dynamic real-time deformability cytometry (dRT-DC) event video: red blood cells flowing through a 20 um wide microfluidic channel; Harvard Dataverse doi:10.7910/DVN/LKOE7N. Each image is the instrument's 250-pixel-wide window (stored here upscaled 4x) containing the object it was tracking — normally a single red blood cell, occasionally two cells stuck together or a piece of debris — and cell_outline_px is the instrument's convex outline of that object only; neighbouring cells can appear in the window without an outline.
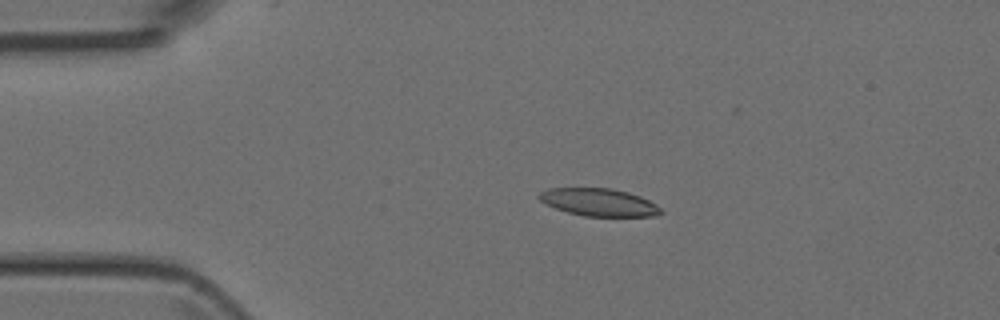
{"species": "Egyptian fruit bat (a non-hibernating species)", "species_latin": "Rousettus aegyptiacus", "temperature_condition": "room temperature", "stored_images_in_passage": 4, "camera_frame_rate_fps": 3000, "um_per_image_px": 0.085, "animal": {"sex": "female"}, "frame": {"image": 1, "passage_image": 3, "time_ms": 3.0, "image_size_px": [1000, 320], "cell_outline_px": [[664, 212], [656, 216], [584, 216], [568, 212], [556, 208], [540, 200], [536, 196], [540, 192], [548, 188], [612, 188], [628, 192], [640, 196], [656, 204]], "centroid_in_image_um": [50.92, 17.19], "position_along_channel_um": 34.1, "area_um2": 19.54}}